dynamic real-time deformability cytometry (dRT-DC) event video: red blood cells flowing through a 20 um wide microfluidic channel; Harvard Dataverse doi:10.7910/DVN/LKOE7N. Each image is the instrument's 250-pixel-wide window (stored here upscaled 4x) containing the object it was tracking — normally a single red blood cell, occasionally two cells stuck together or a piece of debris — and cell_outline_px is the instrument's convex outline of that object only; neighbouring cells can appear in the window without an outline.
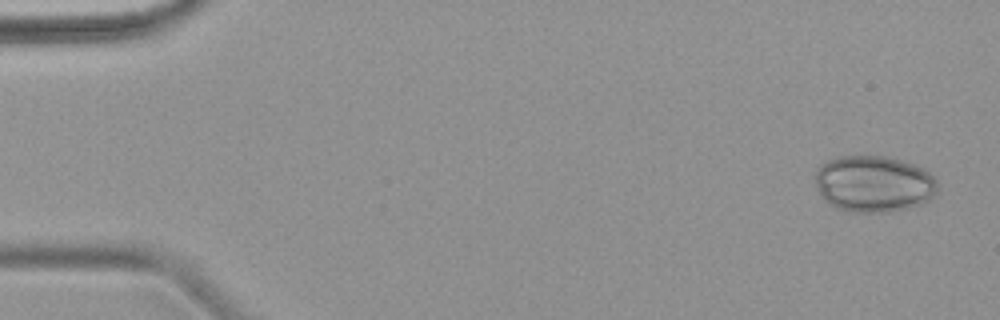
{"species": "common noctule bat (a hibernating species)", "species_latin": "Nyctalus noctula", "temperature_condition": "warm", "stored_images_in_passage": 7, "camera_frame_rate_fps": 3000, "um_per_image_px": 0.085, "animal": {"sex": "female", "body_mass_g": 18.4}, "frame": {"image": 1, "passage_image": 1, "time_ms": 0.0, "image_size_px": [1000, 320], "cell_outline_px": [[936, 192], [928, 200], [920, 204], [908, 208], [892, 212], [852, 212], [840, 208], [824, 200], [816, 188], [816, 168], [820, 164], [836, 156], [888, 156], [916, 164], [924, 168], [936, 180]], "centroid_in_image_um": [74.26, 15.61], "position_along_channel_um": 10.7, "area_um2": 40.46}}
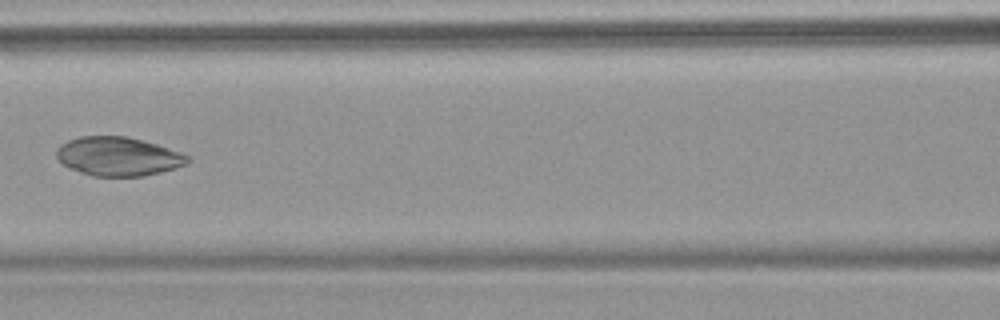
{"frame": {"image": 2, "passage_image": 7, "time_ms": 7.333, "image_size_px": [1000, 320], "cell_outline_px": [[192, 160], [188, 164], [176, 168], [144, 176], [92, 176], [68, 168], [56, 156], [56, 148], [60, 144], [68, 140], [80, 136], [128, 136], [156, 144], [180, 152], [188, 156]], "centroid_in_image_um": [10.04, 13.29], "position_along_channel_um": 156.6, "area_um2": 29.82}}